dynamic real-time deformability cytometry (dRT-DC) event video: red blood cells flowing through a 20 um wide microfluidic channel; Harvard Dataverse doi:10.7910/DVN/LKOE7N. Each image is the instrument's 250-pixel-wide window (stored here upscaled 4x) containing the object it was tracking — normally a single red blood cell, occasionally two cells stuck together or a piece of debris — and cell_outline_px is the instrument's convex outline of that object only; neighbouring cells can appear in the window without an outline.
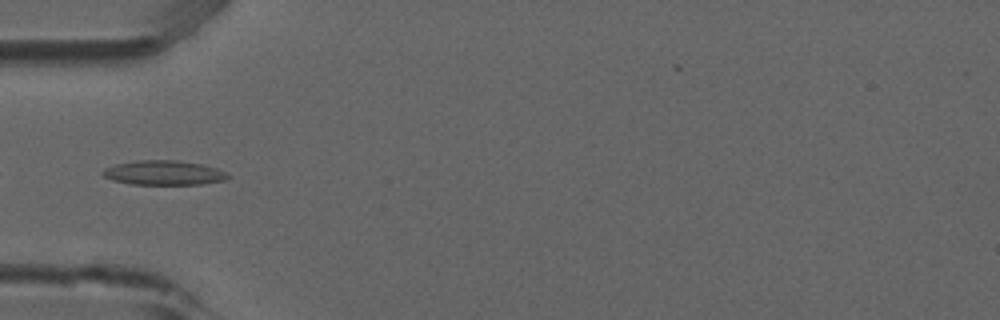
{"species": "common noctule bat (a hibernating species)", "species_latin": "Nyctalus noctula", "temperature_condition": "room temperature", "stored_images_in_passage": 4, "camera_frame_rate_fps": 3000, "um_per_image_px": 0.085, "animal": {"sex": "male", "forearm_length_mm": 52.5}, "frame": {"image": 1, "passage_image": 4, "time_ms": 1.0, "image_size_px": [1000, 320], "cell_outline_px": [[232, 176], [224, 180], [200, 184], [132, 184], [112, 180], [104, 176], [100, 172], [104, 168], [116, 164], [136, 160], [180, 160], [204, 164], [216, 168]], "centroid_in_image_um": [13.91, 14.67], "position_along_channel_um": 71.1, "area_um2": 17.92}}